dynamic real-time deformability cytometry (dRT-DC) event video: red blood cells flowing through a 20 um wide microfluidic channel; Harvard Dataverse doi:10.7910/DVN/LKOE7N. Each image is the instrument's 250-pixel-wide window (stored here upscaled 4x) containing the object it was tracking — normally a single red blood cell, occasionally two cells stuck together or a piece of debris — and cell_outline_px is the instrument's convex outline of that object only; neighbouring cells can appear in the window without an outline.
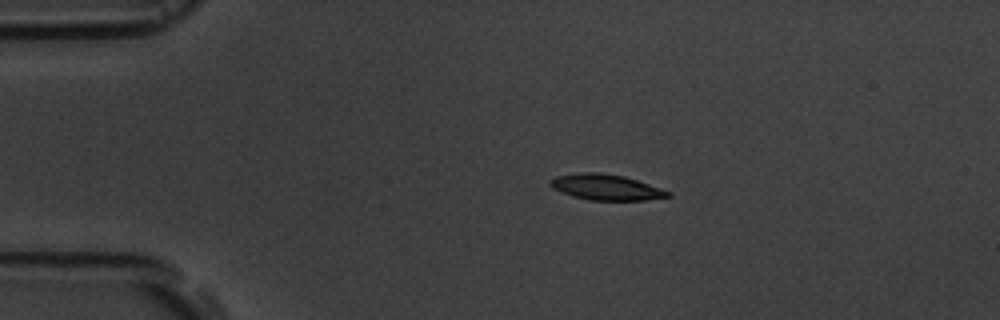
{"species": "common noctule bat (a hibernating species)", "species_latin": "Nyctalus noctula", "temperature_condition": "room temperature", "stored_images_in_passage": 5, "camera_frame_rate_fps": 3000, "um_per_image_px": 0.085, "animal": {"sex": "male", "body_mass_g": 19.5, "forearm_length_mm": 54.6}, "frame": {"image": 1, "passage_image": 3, "time_ms": 2.333, "image_size_px": [1000, 320], "cell_outline_px": [[672, 196], [644, 200], [592, 200], [572, 196], [552, 188], [548, 184], [548, 180], [556, 176], [580, 172], [600, 172], [624, 176], [672, 192]], "centroid_in_image_um": [51.48, 15.9], "position_along_channel_um": 33.5, "area_um2": 17.63}}
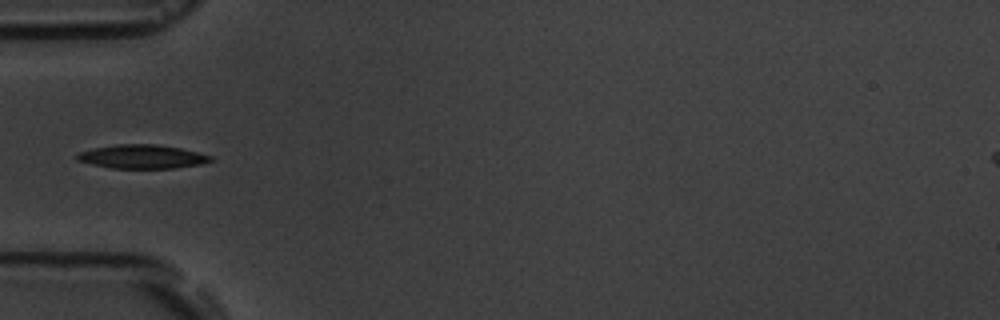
{"frame": {"image": 2, "passage_image": 5, "time_ms": 4.667, "image_size_px": [1000, 320], "cell_outline_px": [[212, 160], [200, 164], [176, 168], [112, 168], [92, 164], [76, 160], [76, 156], [80, 152], [92, 148], [116, 144], [156, 144], [180, 148], [212, 156]], "centroid_in_image_um": [12.06, 13.31], "position_along_channel_um": 72.9, "area_um2": 18.38}}